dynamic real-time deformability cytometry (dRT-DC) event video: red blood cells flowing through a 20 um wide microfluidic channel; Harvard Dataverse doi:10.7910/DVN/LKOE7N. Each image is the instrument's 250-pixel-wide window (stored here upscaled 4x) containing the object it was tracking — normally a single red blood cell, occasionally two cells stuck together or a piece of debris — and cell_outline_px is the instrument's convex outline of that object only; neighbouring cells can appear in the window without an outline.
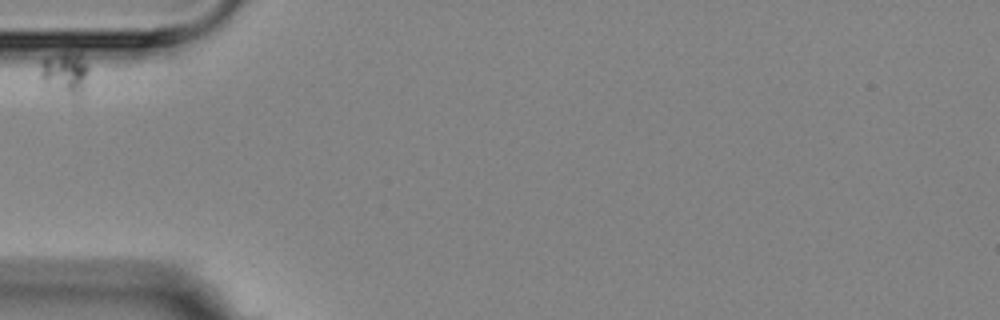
{"species": "Egyptian fruit bat (a non-hibernating species)", "species_latin": "Rousettus aegyptiacus", "temperature_condition": "room temperature", "stored_images_in_passage": 10, "camera_frame_rate_fps": 3000, "um_per_image_px": 0.085, "animal": {"sex": "female"}, "frame": {"image": 1, "passage_image": 4, "time_ms": 3.667, "image_size_px": [1000, 320], "cell_outline_px": [[88, 72], [84, 92], [80, 100], [44, 88], [40, 76], [40, 60], [68, 48], [80, 52], [88, 64]], "centroid_in_image_um": [5.53, 6.22], "position_along_channel_um": 79.5, "area_um2": 13.35}}
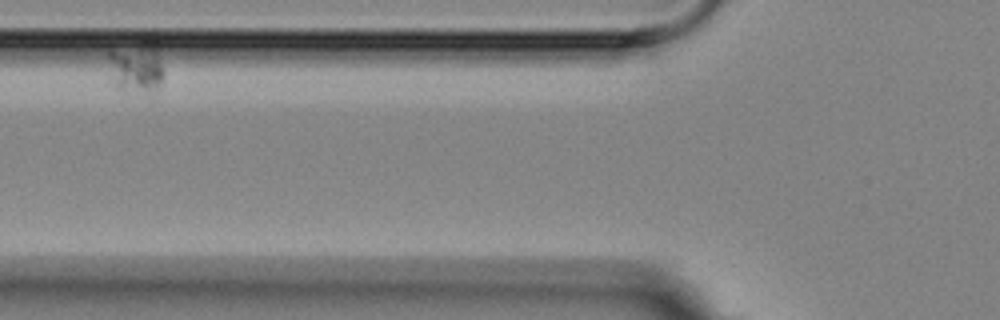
{"frame": {"image": 2, "passage_image": 6, "time_ms": 6.0, "image_size_px": [1000, 320], "cell_outline_px": [[164, 76], [160, 88], [120, 92], [116, 88], [108, 56], [108, 52], [144, 32], [152, 32], [156, 40], [164, 72]], "centroid_in_image_um": [11.66, 5.46], "position_along_channel_um": 114.1, "area_um2": 18.09}}
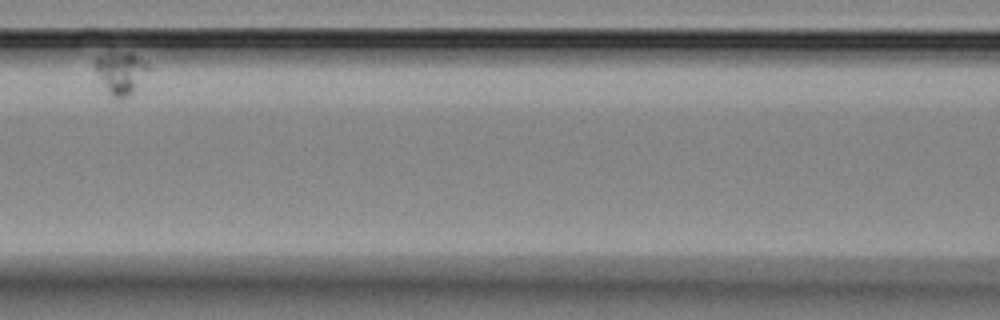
{"frame": {"image": 3, "passage_image": 8, "time_ms": 8.333, "image_size_px": [1000, 320], "cell_outline_px": [[148, 68], [132, 92], [128, 96], [112, 96], [108, 92], [92, 68], [92, 60], [96, 56], [128, 52], [144, 60], [148, 64]], "centroid_in_image_um": [10.16, 6.14], "position_along_channel_um": 156.4, "area_um2": 12.6}}